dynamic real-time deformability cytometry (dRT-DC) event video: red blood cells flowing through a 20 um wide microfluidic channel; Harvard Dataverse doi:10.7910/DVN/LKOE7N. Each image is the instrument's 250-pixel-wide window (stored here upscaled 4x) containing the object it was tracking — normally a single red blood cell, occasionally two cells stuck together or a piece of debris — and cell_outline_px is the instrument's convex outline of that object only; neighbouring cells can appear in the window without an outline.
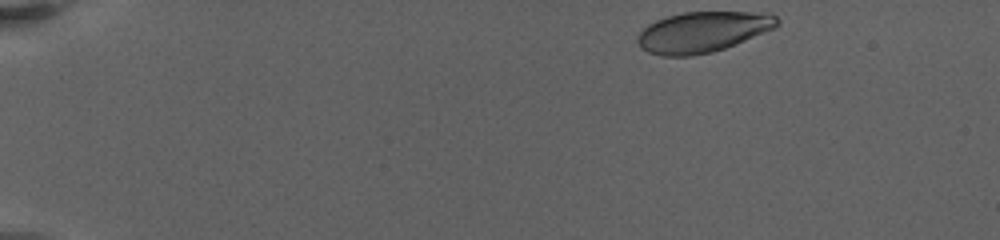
{"species": "human", "species_latin": "Homo sapiens", "temperature_condition": "warm", "stored_images_in_passage": 58, "camera_frame_rate_fps": 3000, "um_per_image_px": 0.085, "donor": {"sex": "female"}, "frame": {"image": 1, "passage_image": 1, "time_ms": 0.0, "image_size_px": [1000, 240], "cell_outline_px": [[780, 20], [776, 28], [736, 44], [712, 52], [692, 56], [660, 56], [648, 52], [636, 40], [636, 36], [648, 24], [656, 20], [668, 16], [684, 12], [772, 12]], "centroid_in_image_um": [59.77, 2.71], "position_along_channel_um": 25.2, "area_um2": 33.23}}
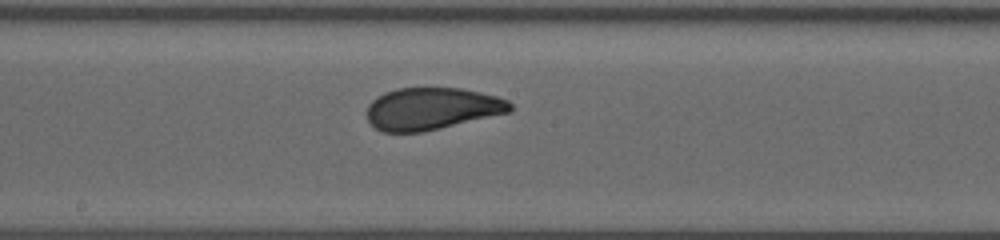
{"frame": {"image": 2, "passage_image": 30, "time_ms": 9.667, "image_size_px": [1000, 240], "cell_outline_px": [[512, 108], [508, 112], [440, 128], [420, 132], [380, 132], [364, 116], [368, 104], [376, 96], [384, 92], [396, 88], [460, 88], [480, 92], [496, 96], [508, 100], [512, 104]], "centroid_in_image_um": [36.63, 9.23], "position_along_channel_um": 211.6, "area_um2": 35.2}}
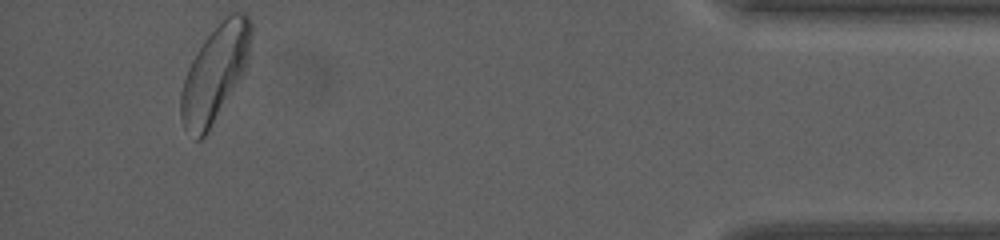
{"frame": {"image": 3, "passage_image": 57, "time_ms": 18.0, "image_size_px": [1000, 240], "cell_outline_px": [[252, 36], [248, 64], [240, 80], [204, 136], [200, 140], [196, 140], [184, 128], [180, 116], [180, 92], [188, 68], [196, 52], [204, 40], [232, 12], [244, 12], [252, 20]], "centroid_in_image_um": [18.29, 6.23], "position_along_channel_um": 416.9, "area_um2": 38.9}, "authors_computed_cell_mechanics": {"area_um2": 36.0383, "velocity_mm_per_s": 3.123, "shape_relaxation_time_tau1_ms": 4.1368, "shape_relaxation_time_tau2_ms": 0.7917, "deformation_change_tau1": 0.1474, "deformation_change_tau2": 0.0633}}